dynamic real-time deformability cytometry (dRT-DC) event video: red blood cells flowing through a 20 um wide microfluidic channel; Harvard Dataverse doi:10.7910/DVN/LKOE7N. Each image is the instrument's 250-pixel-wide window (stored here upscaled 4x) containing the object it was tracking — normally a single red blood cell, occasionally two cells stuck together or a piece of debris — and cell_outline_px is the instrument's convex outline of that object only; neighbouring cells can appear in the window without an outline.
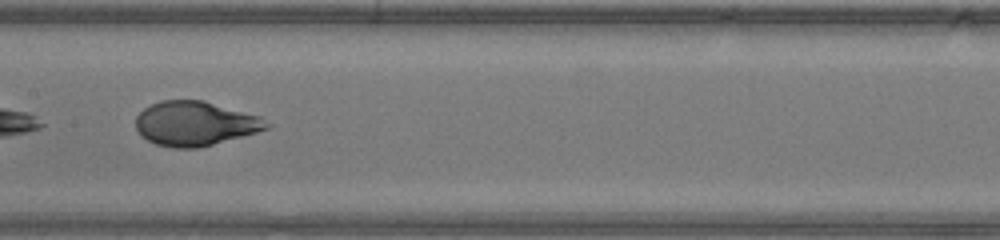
{"species": "human", "species_latin": "Homo sapiens", "temperature_condition": "warm", "stored_images_in_passage": 32, "camera_frame_rate_fps": 3000, "um_per_image_px": 0.085, "donor": {"sex": "male"}, "frame": {"image": 1, "passage_image": 10, "time_ms": 3.0, "image_size_px": [1000, 240], "cell_outline_px": [[272, 124], [268, 128], [256, 132], [212, 144], [196, 148], [172, 148], [156, 144], [148, 140], [136, 128], [136, 116], [144, 108], [160, 100], [204, 100], [260, 116]], "centroid_in_image_um": [16.59, 10.49], "position_along_channel_um": 190.8, "area_um2": 33.64}, "authors_computed_cell_mechanics": {"area_um2": 34.6222, "velocity_mm_per_s": 4.3749, "shape_relaxation_time_tau1_ms": 4.8699, "shape_relaxation_time_tau2_ms": null, "deformation_change_tau1": 0.2558, "deformation_change_tau2": null}}